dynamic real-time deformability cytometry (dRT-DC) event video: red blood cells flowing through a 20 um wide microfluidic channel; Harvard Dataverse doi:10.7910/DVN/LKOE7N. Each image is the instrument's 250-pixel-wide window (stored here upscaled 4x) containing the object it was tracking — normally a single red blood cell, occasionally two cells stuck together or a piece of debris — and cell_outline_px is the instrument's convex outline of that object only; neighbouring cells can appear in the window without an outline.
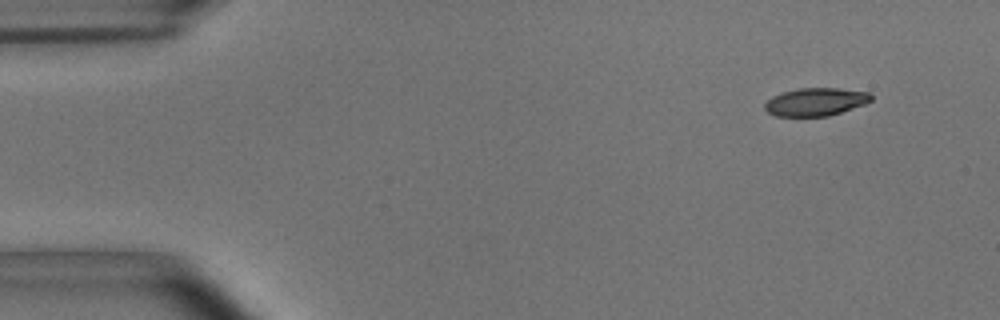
{"species": "common noctule bat (a hibernating species)", "species_latin": "Nyctalus noctula", "temperature_condition": "room temperature", "stored_images_in_passage": 50, "camera_frame_rate_fps": 3000, "um_per_image_px": 0.085, "animal": {"sex": "male", "body_mass_g": 15.6}, "frame": {"image": 1, "passage_image": 1, "time_ms": 0.0, "image_size_px": [1000, 320], "cell_outline_px": [[872, 100], [864, 104], [828, 116], [776, 116], [768, 112], [764, 108], [764, 104], [772, 96], [784, 92], [800, 88], [840, 88], [872, 92]], "centroid_in_image_um": [69.35, 8.65], "position_along_channel_um": 15.6, "area_um2": 17.28}}
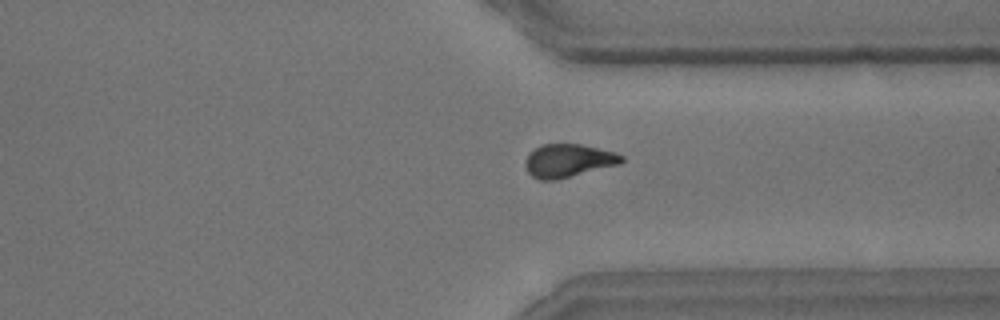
{"frame": {"image": 2, "passage_image": 37, "time_ms": 12.0, "image_size_px": [1000, 320], "cell_outline_px": [[624, 160], [620, 164], [556, 180], [540, 180], [532, 176], [528, 172], [524, 164], [524, 160], [540, 144], [580, 144], [616, 152], [624, 156]], "centroid_in_image_um": [48.32, 13.66], "position_along_channel_um": 363.1, "area_um2": 18.61}}
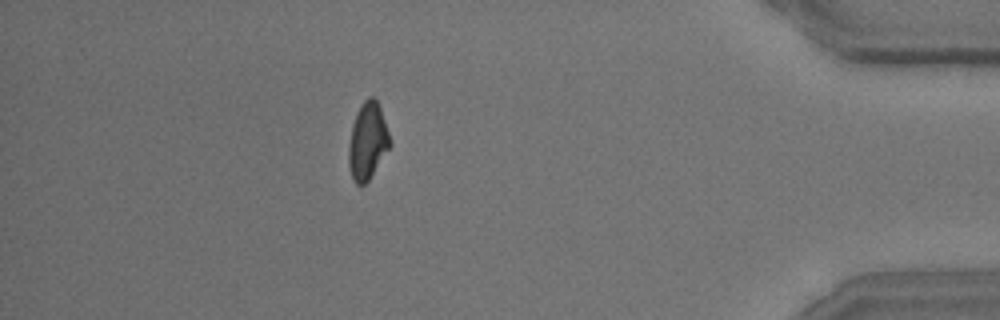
{"frame": {"image": 3, "passage_image": 44, "time_ms": 14.333, "image_size_px": [1000, 320], "cell_outline_px": [[392, 144], [368, 180], [364, 184], [356, 184], [352, 180], [348, 164], [348, 144], [352, 124], [356, 112], [360, 104], [368, 96], [372, 96], [376, 100], [380, 108]], "centroid_in_image_um": [31.22, 11.98], "position_along_channel_um": 404.0, "area_um2": 18.5}, "authors_computed_cell_mechanics": {"area_um2": 18.6694, "velocity_mm_per_s": 3.7046, "shape_relaxation_time_tau1_ms": 3.9628, "shape_relaxation_time_tau2_ms": 4.591, "deformation_change_tau1": 0.144, "deformation_change_tau2": 0.1191}}